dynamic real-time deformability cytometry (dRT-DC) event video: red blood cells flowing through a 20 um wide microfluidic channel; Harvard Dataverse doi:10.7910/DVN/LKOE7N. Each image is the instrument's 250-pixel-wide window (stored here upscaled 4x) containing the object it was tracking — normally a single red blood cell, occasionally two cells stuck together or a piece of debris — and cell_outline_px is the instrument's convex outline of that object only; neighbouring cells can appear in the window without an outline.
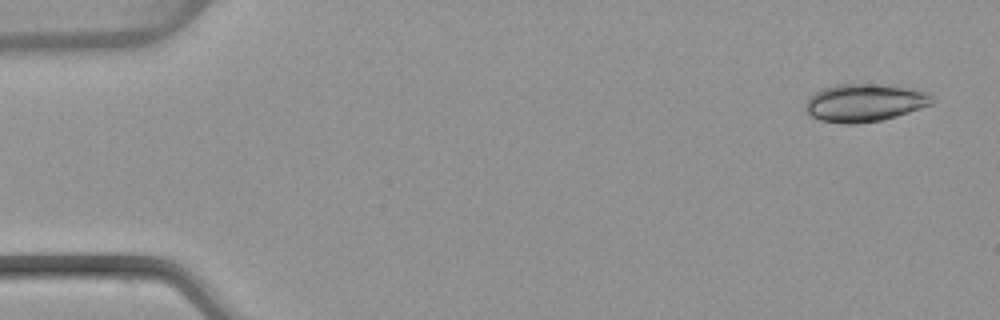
{"species": "common noctule bat (a hibernating species)", "species_latin": "Nyctalus noctula", "temperature_condition": "warm", "stored_images_in_passage": 1, "camera_frame_rate_fps": 3000, "um_per_image_px": 0.085, "animal": {"sex": "female", "body_mass_g": 22.7, "forearm_length_mm": 54.2}, "frame": {"image": 1, "passage_image": 1, "time_ms": 0.0, "image_size_px": [1000, 320], "cell_outline_px": [[904, 92], [900, 112], [888, 116], [872, 120], [832, 120], [832, 92], [852, 88], [880, 88]], "centroid_in_image_um": [73.57, 8.82], "position_along_channel_um": 11.4, "area_um2": 14.74}}